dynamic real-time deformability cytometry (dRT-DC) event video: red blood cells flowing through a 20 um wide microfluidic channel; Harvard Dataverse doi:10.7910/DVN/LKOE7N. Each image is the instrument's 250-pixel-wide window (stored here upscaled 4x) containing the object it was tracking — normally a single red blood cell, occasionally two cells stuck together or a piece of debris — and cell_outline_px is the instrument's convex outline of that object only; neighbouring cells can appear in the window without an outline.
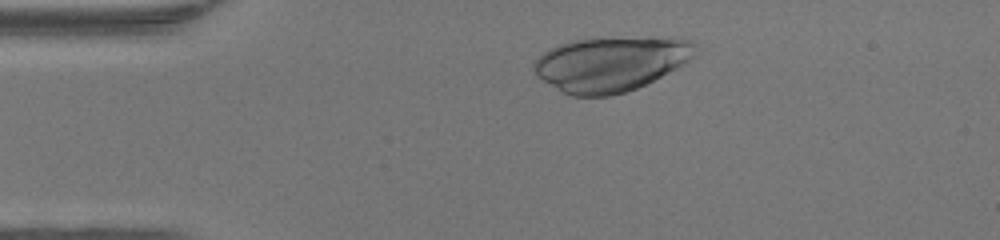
{"species": "human", "species_latin": "Homo sapiens", "temperature_condition": "warm", "stored_images_in_passage": 35, "camera_frame_rate_fps": 3000, "um_per_image_px": 0.085, "donor": {"sex": "female"}, "frame": {"image": 1, "passage_image": 5, "time_ms": 1.333, "image_size_px": [1000, 240], "cell_outline_px": [[696, 56], [684, 64], [636, 88], [612, 96], [572, 96], [564, 92], [536, 76], [532, 72], [532, 64], [548, 48], [572, 40], [612, 36], [680, 36], [688, 40], [692, 44], [696, 52]], "centroid_in_image_um": [51.93, 5.37], "position_along_channel_um": 33.1, "area_um2": 52.25}}
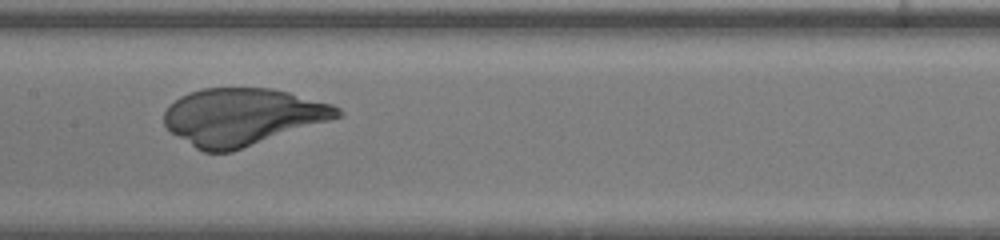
{"frame": {"image": 2, "passage_image": 19, "time_ms": 6.0, "image_size_px": [1000, 240], "cell_outline_px": [[344, 116], [232, 152], [204, 152], [196, 148], [172, 132], [164, 124], [164, 112], [168, 104], [180, 96], [188, 92], [204, 88], [272, 88], [288, 92], [332, 104], [340, 108], [344, 112]], "centroid_in_image_um": [20.62, 9.92], "position_along_channel_um": 186.8, "area_um2": 57.8}}
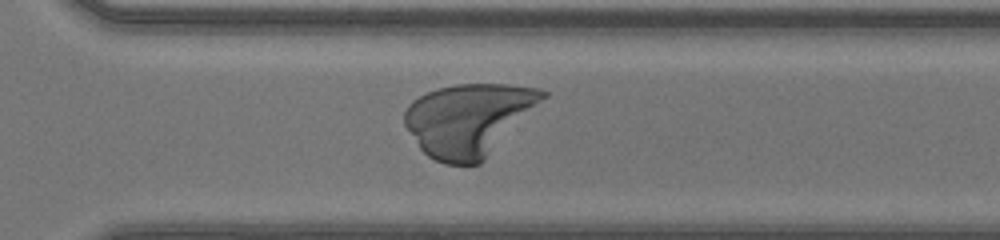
{"frame": {"image": 3, "passage_image": 29, "time_ms": 9.333, "image_size_px": [1000, 240], "cell_outline_px": [[548, 96], [480, 164], [444, 164], [428, 156], [420, 148], [404, 124], [404, 112], [408, 104], [412, 100], [428, 92], [440, 88], [456, 84], [508, 84], [540, 88], [548, 92]], "centroid_in_image_um": [39.85, 10.14], "position_along_channel_um": 330.7, "area_um2": 57.97}}